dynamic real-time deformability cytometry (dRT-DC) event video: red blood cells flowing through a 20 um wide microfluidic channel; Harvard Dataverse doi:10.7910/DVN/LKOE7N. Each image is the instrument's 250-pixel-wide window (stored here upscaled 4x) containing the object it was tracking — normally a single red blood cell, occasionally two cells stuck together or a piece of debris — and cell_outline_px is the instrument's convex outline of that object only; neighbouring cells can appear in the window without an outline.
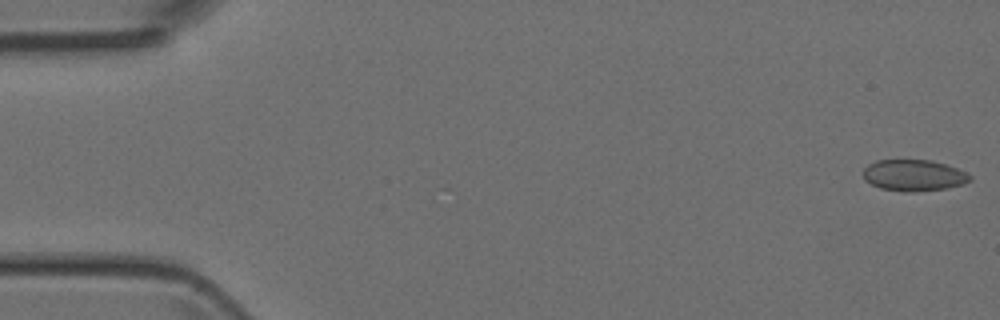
{"species": "Egyptian fruit bat (a non-hibernating species)", "species_latin": "Rousettus aegyptiacus", "temperature_condition": "room temperature", "stored_images_in_passage": 12, "camera_frame_rate_fps": 3000, "um_per_image_px": 0.085, "animal": {"sex": "female"}, "frame": {"image": 1, "passage_image": 1, "time_ms": 0.0, "image_size_px": [1000, 320], "cell_outline_px": [[972, 180], [964, 184], [944, 188], [916, 192], [904, 192], [880, 188], [864, 180], [864, 168], [868, 164], [876, 160], [932, 160], [968, 172], [972, 176]], "centroid_in_image_um": [77.68, 14.9], "position_along_channel_um": 7.3, "area_um2": 19.59}}